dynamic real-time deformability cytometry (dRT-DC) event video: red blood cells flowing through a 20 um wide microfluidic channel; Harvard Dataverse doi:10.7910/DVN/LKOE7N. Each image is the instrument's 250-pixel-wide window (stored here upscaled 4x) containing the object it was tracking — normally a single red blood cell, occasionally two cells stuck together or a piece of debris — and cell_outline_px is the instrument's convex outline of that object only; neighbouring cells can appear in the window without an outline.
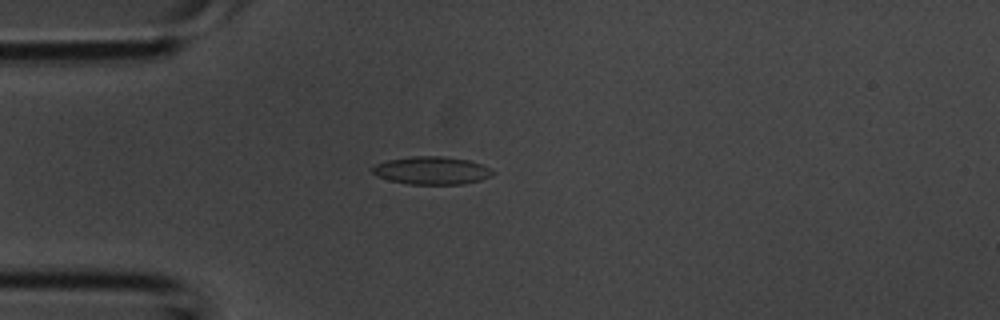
{"species": "common noctule bat (a hibernating species)", "species_latin": "Nyctalus noctula", "temperature_condition": "room temperature", "stored_images_in_passage": 3, "camera_frame_rate_fps": 3000, "um_per_image_px": 0.085, "animal": {"sex": "male", "body_mass_g": 20.1, "forearm_length_mm": 53.5}, "frame": {"image": 1, "passage_image": 3, "time_ms": 0.667, "image_size_px": [1000, 320], "cell_outline_px": [[496, 172], [480, 180], [464, 184], [408, 184], [388, 180], [376, 176], [372, 172], [372, 168], [376, 164], [388, 160], [412, 156], [444, 156], [468, 160], [480, 164]], "centroid_in_image_um": [36.66, 14.49], "position_along_channel_um": 48.3, "area_um2": 19.42}}